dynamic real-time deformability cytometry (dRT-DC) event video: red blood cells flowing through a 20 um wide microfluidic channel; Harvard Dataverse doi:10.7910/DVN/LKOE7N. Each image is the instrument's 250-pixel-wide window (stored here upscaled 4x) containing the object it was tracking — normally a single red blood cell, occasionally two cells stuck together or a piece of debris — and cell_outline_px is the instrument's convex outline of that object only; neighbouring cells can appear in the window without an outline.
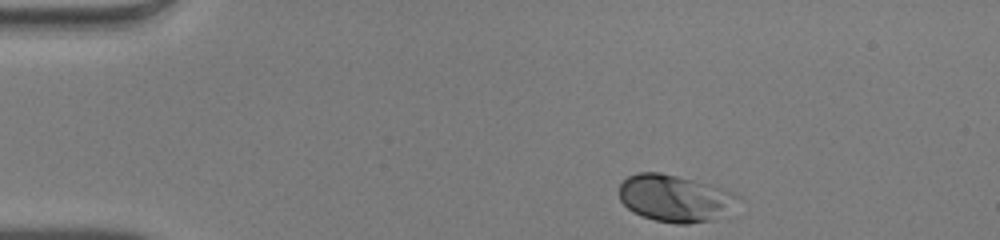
{"species": "human", "species_latin": "Homo sapiens", "temperature_condition": "warm", "stored_images_in_passage": 36, "camera_frame_rate_fps": 3000, "um_per_image_px": 0.085, "donor": {"sex": "male"}, "frame": {"image": 1, "passage_image": 1, "time_ms": 0.0, "image_size_px": [1000, 240], "cell_outline_px": [[740, 196], [708, 220], [688, 224], [676, 224], [656, 220], [632, 212], [620, 200], [620, 184], [628, 176], [636, 172], [660, 172], [724, 188], [736, 192]], "centroid_in_image_um": [57.24, 16.81], "position_along_channel_um": 27.8, "area_um2": 31.39}}
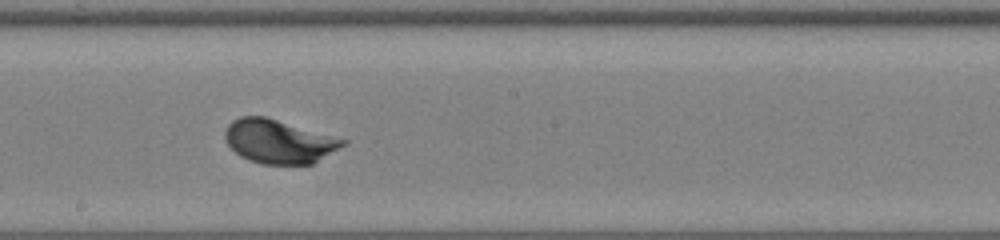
{"frame": {"image": 2, "passage_image": 21, "time_ms": 6.667, "image_size_px": [1000, 240], "cell_outline_px": [[348, 144], [312, 164], [264, 164], [248, 160], [240, 156], [228, 144], [224, 136], [224, 132], [228, 124], [232, 120], [240, 116], [264, 116], [348, 140]], "centroid_in_image_um": [23.71, 12.02], "position_along_channel_um": 224.5, "area_um2": 30.0}}
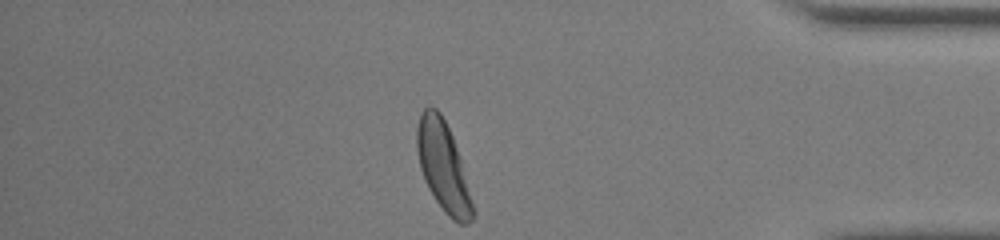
{"frame": {"image": 3, "passage_image": 36, "time_ms": 11.667, "image_size_px": [1000, 240], "cell_outline_px": [[476, 212], [472, 220], [468, 224], [460, 224], [452, 220], [444, 212], [428, 188], [420, 168], [416, 148], [416, 128], [420, 112], [428, 104], [432, 104], [440, 112], [452, 136], [460, 160]], "centroid_in_image_um": [37.65, 14.14], "position_along_channel_um": 397.6, "area_um2": 29.13}, "authors_computed_cell_mechanics": {"area_um2": 29.6514, "velocity_mm_per_s": 4.0589, "shape_relaxation_time_tau1_ms": 1.6728, "shape_relaxation_time_tau2_ms": null, "deformation_change_tau1": 0.1097, "deformation_change_tau2": null}}